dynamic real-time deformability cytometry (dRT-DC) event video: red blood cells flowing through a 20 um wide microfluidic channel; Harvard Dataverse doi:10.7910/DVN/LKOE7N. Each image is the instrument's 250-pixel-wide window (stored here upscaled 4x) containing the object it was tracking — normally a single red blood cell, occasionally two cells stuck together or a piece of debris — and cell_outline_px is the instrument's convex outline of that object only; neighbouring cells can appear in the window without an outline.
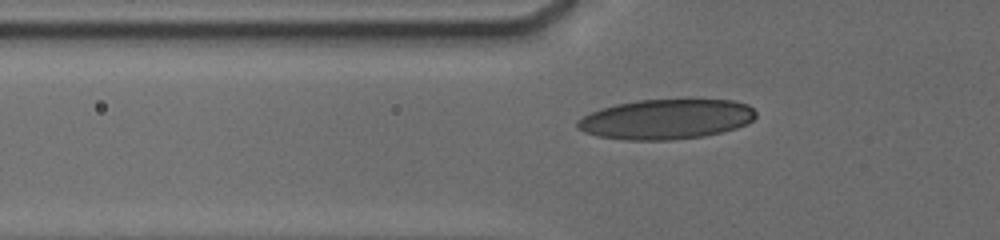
{"species": "human", "species_latin": "Homo sapiens", "temperature_condition": "cold", "stored_images_in_passage": 85, "camera_frame_rate_fps": 3000, "um_per_image_px": 0.085, "donor": {"sex": "male"}, "frame": {"image": 1, "passage_image": 19, "time_ms": 3.333, "image_size_px": [1000, 240], "cell_outline_px": [[756, 116], [748, 124], [736, 128], [704, 136], [668, 140], [628, 140], [600, 136], [584, 132], [576, 128], [576, 120], [592, 112], [616, 104], [640, 100], [732, 100], [748, 104], [756, 112]], "centroid_in_image_um": [56.64, 10.13], "position_along_channel_um": 69.2, "area_um2": 41.33}}
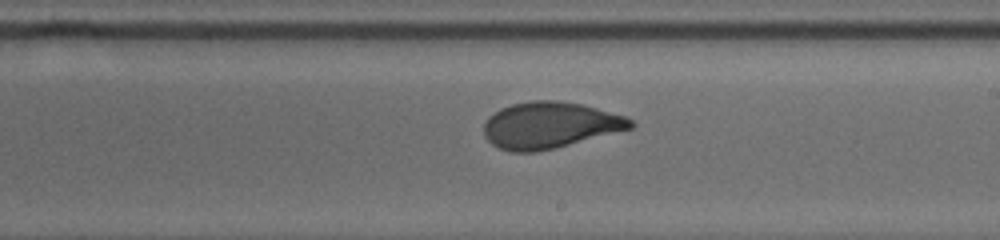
{"frame": {"image": 2, "passage_image": 43, "time_ms": 8.0, "image_size_px": [1000, 240], "cell_outline_px": [[636, 124], [632, 128], [556, 148], [536, 152], [512, 152], [496, 148], [484, 136], [484, 124], [488, 116], [500, 108], [512, 104], [532, 100], [556, 100], [580, 104], [596, 108], [624, 116], [632, 120]], "centroid_in_image_um": [46.69, 10.65], "position_along_channel_um": 242.3, "area_um2": 39.71}}
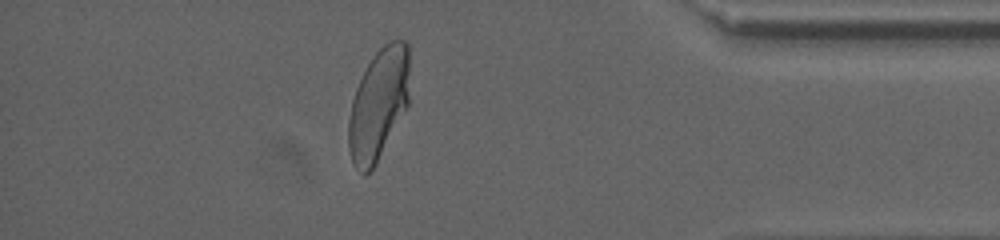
{"frame": {"image": 3, "passage_image": 72, "time_ms": 13.0, "image_size_px": [1000, 240], "cell_outline_px": [[408, 104], [376, 164], [364, 176], [356, 168], [352, 160], [348, 144], [348, 120], [352, 100], [356, 88], [368, 64], [376, 52], [384, 44], [392, 40], [404, 40], [408, 44]], "centroid_in_image_um": [32.16, 8.87], "position_along_channel_um": 403.0, "area_um2": 39.07}}